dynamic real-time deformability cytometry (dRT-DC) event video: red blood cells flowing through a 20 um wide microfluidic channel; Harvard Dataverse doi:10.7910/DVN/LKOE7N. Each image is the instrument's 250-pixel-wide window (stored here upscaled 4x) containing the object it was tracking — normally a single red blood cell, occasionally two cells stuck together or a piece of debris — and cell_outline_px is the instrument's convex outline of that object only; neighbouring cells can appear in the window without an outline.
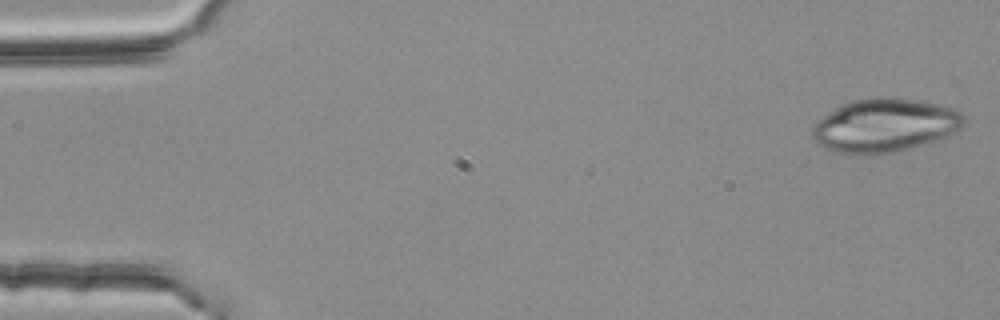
{"species": "common noctule bat (a hibernating species)", "species_latin": "Nyctalus noctula", "temperature_condition": "room temperature", "stored_images_in_passage": 54, "segment_of_instrument_passage": [1, 2], "camera_frame_rate_fps": 3000, "um_per_image_px": 0.085, "animal": {"sex": "female", "body_mass_g": 25.1}, "frame": {"image": 1, "passage_image": 1, "time_ms": 0.0, "image_size_px": [1000, 320], "cell_outline_px": [[964, 124], [956, 132], [948, 136], [936, 140], [896, 152], [868, 156], [852, 156], [836, 152], [820, 144], [812, 136], [812, 128], [816, 120], [836, 108], [852, 100], [872, 96], [884, 96], [920, 100], [940, 104], [956, 108], [964, 116]], "centroid_in_image_um": [75.21, 10.66], "position_along_channel_um": 9.8, "area_um2": 47.97}}
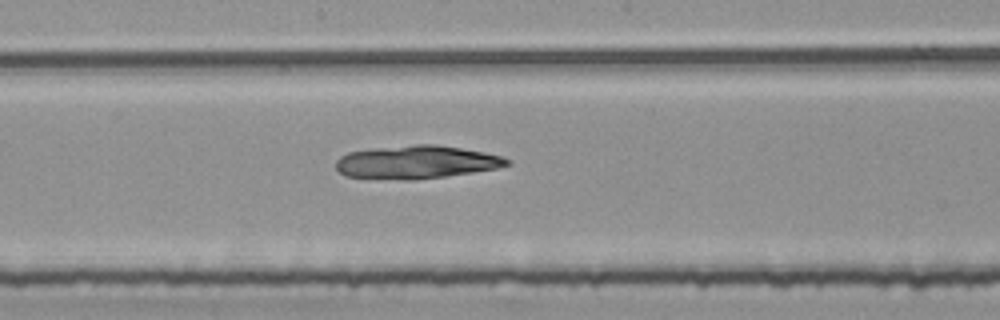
{"frame": {"image": 2, "passage_image": 28, "time_ms": 9.0, "image_size_px": [1000, 320], "cell_outline_px": [[508, 164], [496, 168], [472, 172], [444, 176], [412, 180], [408, 180], [344, 176], [336, 168], [336, 160], [340, 156], [348, 152], [372, 148], [416, 144], [436, 144], [484, 152], [500, 156], [508, 160]], "centroid_in_image_um": [35.32, 13.77], "position_along_channel_um": 212.9, "area_um2": 32.71}}
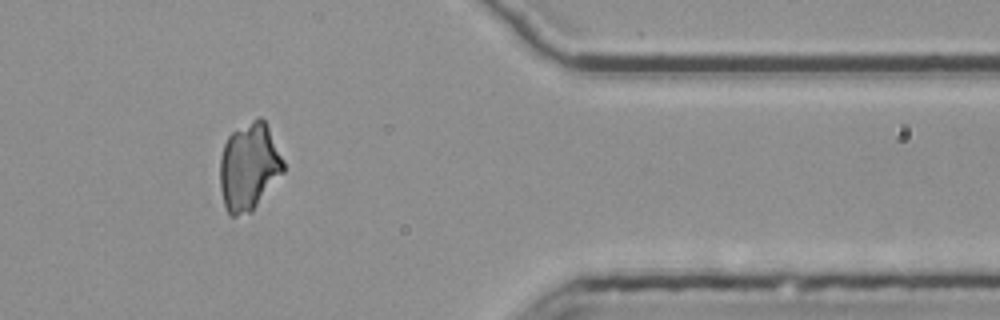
{"frame": {"image": 3, "passage_image": 44, "time_ms": 14.333, "image_size_px": [1000, 320], "cell_outline_px": [[284, 172], [252, 212], [236, 216], [232, 216], [228, 212], [224, 204], [220, 188], [220, 156], [224, 144], [228, 136], [232, 132], [252, 120], [260, 116], [264, 120], [284, 160]], "centroid_in_image_um": [21.16, 14.19], "position_along_channel_um": 390.2, "area_um2": 32.31}}